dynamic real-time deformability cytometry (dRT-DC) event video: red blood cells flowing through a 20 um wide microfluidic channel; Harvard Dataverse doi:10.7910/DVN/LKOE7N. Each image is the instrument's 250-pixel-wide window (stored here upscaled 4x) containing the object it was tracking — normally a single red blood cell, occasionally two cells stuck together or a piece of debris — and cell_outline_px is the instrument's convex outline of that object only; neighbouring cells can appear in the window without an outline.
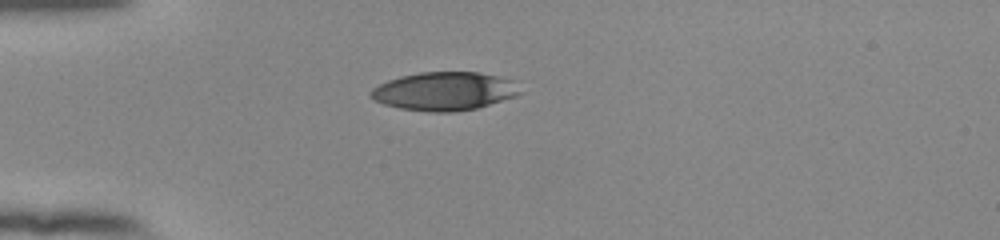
{"species": "human", "species_latin": "Homo sapiens", "temperature_condition": "room temperature", "stored_images_in_passage": 32, "camera_frame_rate_fps": 3000, "um_per_image_px": 0.085, "donor": {"sex": "female"}, "frame": {"image": 1, "passage_image": 1, "time_ms": 0.0, "image_size_px": [1000, 240], "cell_outline_px": [[524, 92], [516, 96], [476, 108], [452, 112], [428, 112], [400, 108], [384, 104], [368, 96], [368, 92], [372, 88], [388, 80], [400, 76], [420, 72], [480, 72], [512, 80]], "centroid_in_image_um": [37.76, 7.75], "position_along_channel_um": 47.2, "area_um2": 33.47}}
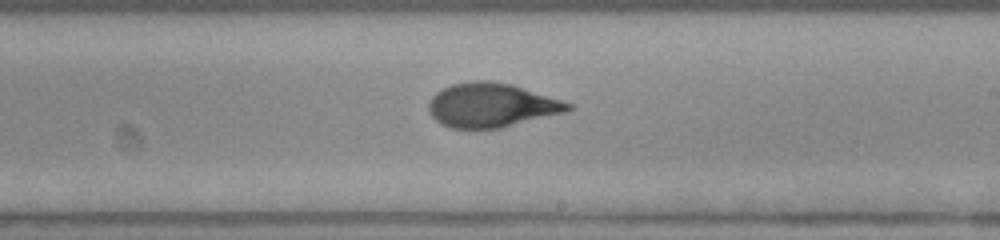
{"frame": {"image": 2, "passage_image": 18, "time_ms": 5.667, "image_size_px": [1000, 240], "cell_outline_px": [[572, 108], [564, 112], [500, 128], [452, 128], [440, 124], [428, 112], [428, 104], [432, 96], [436, 92], [452, 84], [472, 80], [492, 80], [512, 84], [572, 104]], "centroid_in_image_um": [41.72, 8.93], "position_along_channel_um": 247.3, "area_um2": 35.6}}
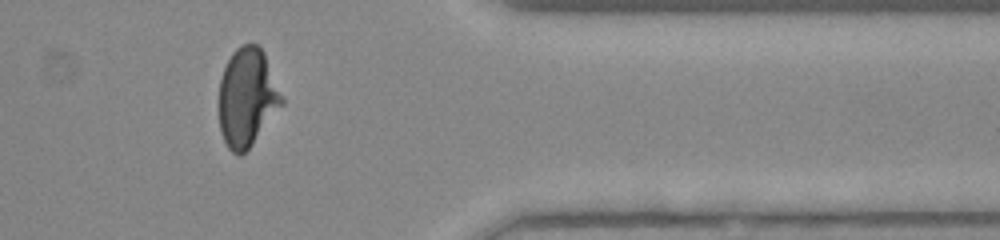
{"frame": {"image": 3, "passage_image": 30, "time_ms": 9.667, "image_size_px": [1000, 240], "cell_outline_px": [[284, 104], [252, 144], [240, 156], [236, 156], [228, 148], [220, 132], [220, 80], [224, 68], [232, 52], [240, 44], [256, 44], [264, 52], [284, 100]], "centroid_in_image_um": [21.01, 8.29], "position_along_channel_um": 390.4, "area_um2": 35.84}, "authors_computed_cell_mechanics": {"area_um2": 35.6048, "velocity_mm_per_s": 3.9547, "shape_relaxation_time_tau1_ms": 7.0979, "shape_relaxation_time_tau2_ms": 1.0865, "deformation_change_tau1": 0.2387, "deformation_change_tau2": 0.07}}